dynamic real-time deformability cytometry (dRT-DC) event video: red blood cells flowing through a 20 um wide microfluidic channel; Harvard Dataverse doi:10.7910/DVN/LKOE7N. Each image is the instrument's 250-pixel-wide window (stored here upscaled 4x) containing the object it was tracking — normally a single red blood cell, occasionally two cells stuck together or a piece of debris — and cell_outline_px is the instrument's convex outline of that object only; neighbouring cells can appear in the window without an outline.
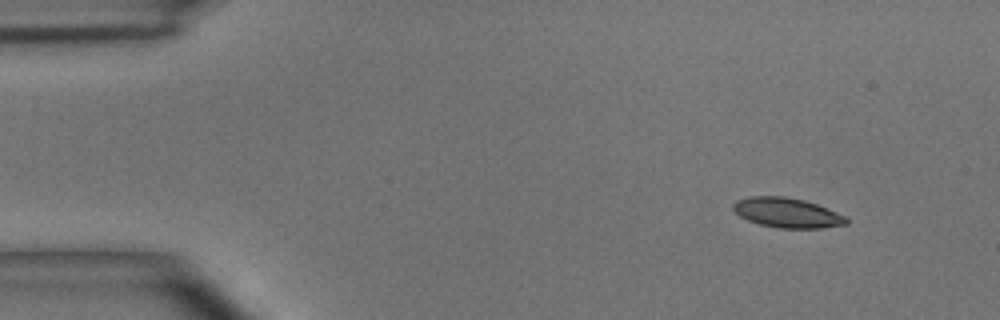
{"species": "common noctule bat (a hibernating species)", "species_latin": "Nyctalus noctula", "temperature_condition": "room temperature", "stored_images_in_passage": 9, "camera_frame_rate_fps": 3000, "um_per_image_px": 0.085, "animal": {"sex": "male", "body_mass_g": 15.6}, "frame": {"image": 1, "passage_image": 1, "time_ms": 0.0, "image_size_px": [1000, 320], "cell_outline_px": [[848, 224], [820, 228], [776, 228], [760, 224], [748, 220], [740, 216], [732, 208], [732, 204], [736, 200], [752, 196], [784, 196], [804, 200], [816, 204], [836, 212], [844, 216], [848, 220]], "centroid_in_image_um": [66.88, 18.08], "position_along_channel_um": 18.1, "area_um2": 19.54}}
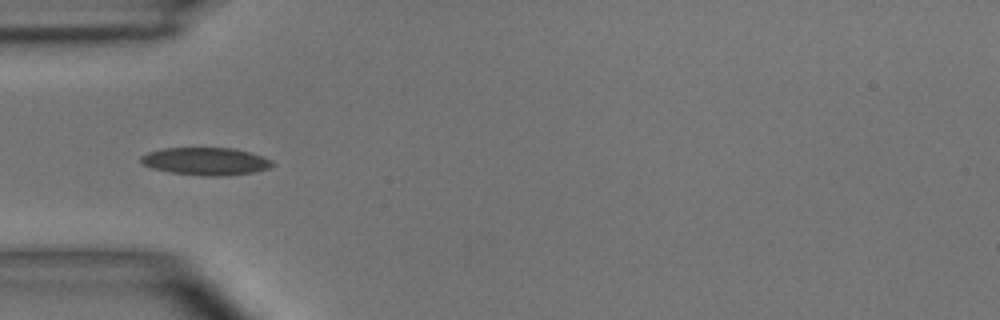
{"frame": {"image": 2, "passage_image": 4, "time_ms": 3.667, "image_size_px": [1000, 320], "cell_outline_px": [[276, 164], [268, 168], [252, 172], [228, 176], [200, 176], [172, 172], [152, 168], [144, 164], [140, 160], [140, 156], [148, 152], [164, 148], [236, 148], [252, 152], [264, 156], [272, 160]], "centroid_in_image_um": [17.54, 13.7], "position_along_channel_um": 67.5, "area_um2": 21.33}}